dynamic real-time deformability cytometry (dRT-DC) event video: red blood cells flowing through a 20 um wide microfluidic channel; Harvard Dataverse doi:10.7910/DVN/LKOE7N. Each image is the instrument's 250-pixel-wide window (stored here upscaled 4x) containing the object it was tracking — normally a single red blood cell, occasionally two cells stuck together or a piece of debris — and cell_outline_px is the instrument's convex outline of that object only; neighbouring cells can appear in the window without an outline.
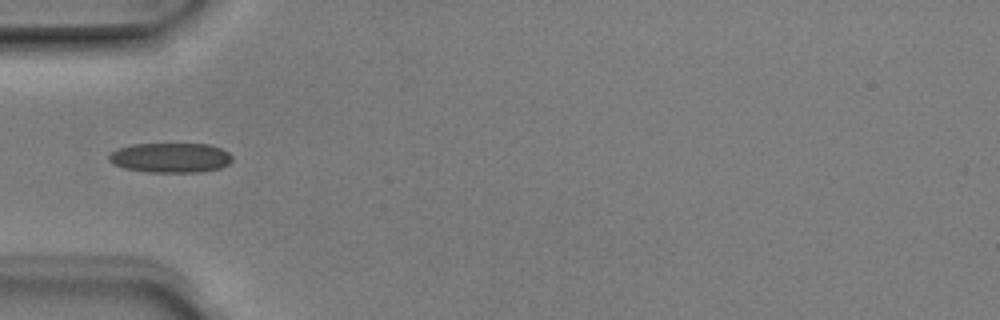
{"species": "Egyptian fruit bat (a non-hibernating species)", "species_latin": "Rousettus aegyptiacus", "temperature_condition": "room temperature", "stored_images_in_passage": 4, "camera_frame_rate_fps": 3000, "um_per_image_px": 0.085, "animal": {"sex": "male"}, "frame": {"image": 1, "passage_image": 4, "time_ms": 1.0, "image_size_px": [1000, 320], "cell_outline_px": [[232, 160], [228, 164], [220, 168], [200, 172], [148, 172], [124, 168], [112, 164], [108, 160], [108, 156], [112, 152], [120, 148], [132, 144], [208, 144], [220, 148], [228, 152], [232, 156]], "centroid_in_image_um": [14.49, 13.41], "position_along_channel_um": 70.5, "area_um2": 21.39}}